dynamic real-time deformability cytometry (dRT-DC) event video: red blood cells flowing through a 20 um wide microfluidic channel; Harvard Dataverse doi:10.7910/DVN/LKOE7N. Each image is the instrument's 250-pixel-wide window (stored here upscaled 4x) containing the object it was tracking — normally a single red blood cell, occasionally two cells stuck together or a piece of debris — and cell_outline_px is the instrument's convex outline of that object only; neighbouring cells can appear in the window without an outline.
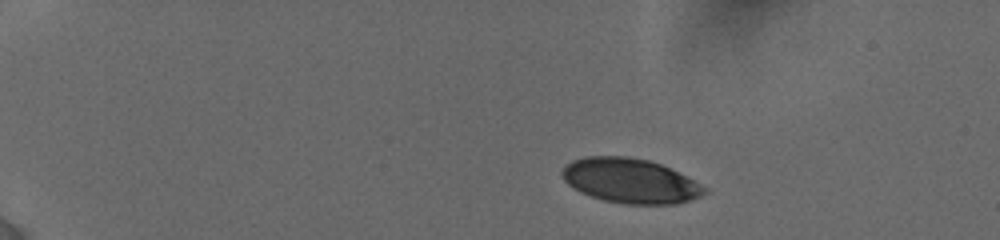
{"species": "human", "species_latin": "Homo sapiens", "temperature_condition": "cold", "stored_images_in_passage": 7, "camera_frame_rate_fps": 3000, "um_per_image_px": 0.085, "donor": {"sex": "female"}, "frame": {"image": 1, "passage_image": 1, "time_ms": 0.0, "image_size_px": [1000, 240], "cell_outline_px": [[708, 192], [700, 196], [676, 204], [628, 204], [604, 200], [580, 192], [568, 184], [564, 180], [560, 172], [564, 164], [572, 160], [584, 156], [628, 156], [648, 160], [660, 164], [708, 188]], "centroid_in_image_um": [53.52, 15.36], "position_along_channel_um": 31.5, "area_um2": 36.88}}
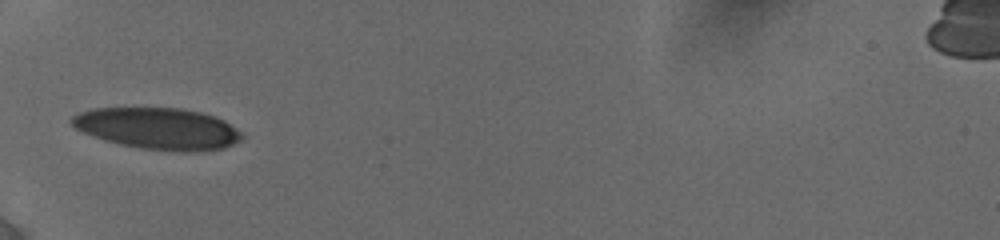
{"frame": {"image": 2, "passage_image": 5, "time_ms": 3.667, "image_size_px": [1000, 240], "cell_outline_px": [[244, 136], [240, 140], [224, 148], [196, 152], [180, 152], [140, 148], [120, 144], [104, 140], [84, 132], [76, 128], [68, 120], [72, 116], [80, 112], [92, 108], [180, 108], [200, 112], [224, 120], [240, 132]], "centroid_in_image_um": [13.41, 10.93], "position_along_channel_um": 71.6, "area_um2": 41.1}}
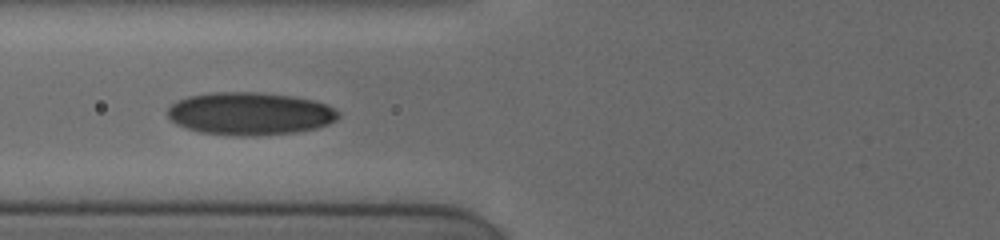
{"frame": {"image": 3, "passage_image": 6, "time_ms": 4.667, "image_size_px": [1000, 240], "cell_outline_px": [[340, 116], [336, 120], [328, 124], [316, 128], [296, 132], [256, 136], [232, 136], [196, 132], [184, 128], [176, 124], [168, 116], [168, 108], [176, 100], [188, 96], [216, 92], [252, 92], [292, 96], [312, 100], [324, 104], [340, 112]], "centroid_in_image_um": [21.21, 9.68], "position_along_channel_um": 104.6, "area_um2": 42.71}}